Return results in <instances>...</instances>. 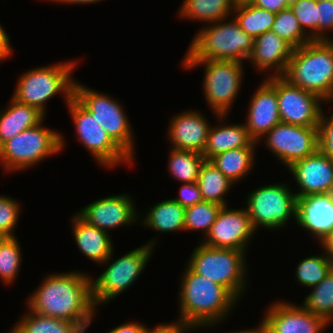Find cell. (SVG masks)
<instances>
[{"mask_svg": "<svg viewBox=\"0 0 333 333\" xmlns=\"http://www.w3.org/2000/svg\"><path fill=\"white\" fill-rule=\"evenodd\" d=\"M90 276L76 270L46 275L28 295L26 306L35 313L77 323L86 331L98 310Z\"/></svg>", "mask_w": 333, "mask_h": 333, "instance_id": "obj_1", "label": "cell"}, {"mask_svg": "<svg viewBox=\"0 0 333 333\" xmlns=\"http://www.w3.org/2000/svg\"><path fill=\"white\" fill-rule=\"evenodd\" d=\"M182 274L177 298L180 310L176 321L195 330L215 327L239 303L226 287L200 276L188 266Z\"/></svg>", "mask_w": 333, "mask_h": 333, "instance_id": "obj_2", "label": "cell"}, {"mask_svg": "<svg viewBox=\"0 0 333 333\" xmlns=\"http://www.w3.org/2000/svg\"><path fill=\"white\" fill-rule=\"evenodd\" d=\"M283 77L327 105L333 97V40H311L294 48Z\"/></svg>", "mask_w": 333, "mask_h": 333, "instance_id": "obj_3", "label": "cell"}, {"mask_svg": "<svg viewBox=\"0 0 333 333\" xmlns=\"http://www.w3.org/2000/svg\"><path fill=\"white\" fill-rule=\"evenodd\" d=\"M208 23L198 30L183 60H234L241 63L252 52L254 39L235 18Z\"/></svg>", "mask_w": 333, "mask_h": 333, "instance_id": "obj_4", "label": "cell"}, {"mask_svg": "<svg viewBox=\"0 0 333 333\" xmlns=\"http://www.w3.org/2000/svg\"><path fill=\"white\" fill-rule=\"evenodd\" d=\"M77 64L76 60L63 61L22 73L12 98L21 104L37 108L46 116V103L49 99L62 93L61 97L63 96L67 105L73 98L75 79L72 74Z\"/></svg>", "mask_w": 333, "mask_h": 333, "instance_id": "obj_5", "label": "cell"}, {"mask_svg": "<svg viewBox=\"0 0 333 333\" xmlns=\"http://www.w3.org/2000/svg\"><path fill=\"white\" fill-rule=\"evenodd\" d=\"M199 243L186 265L200 276L226 287L238 300L242 298L249 283L246 278L247 252L213 248Z\"/></svg>", "mask_w": 333, "mask_h": 333, "instance_id": "obj_6", "label": "cell"}, {"mask_svg": "<svg viewBox=\"0 0 333 333\" xmlns=\"http://www.w3.org/2000/svg\"><path fill=\"white\" fill-rule=\"evenodd\" d=\"M42 124H44V120L0 146V163L3 172L11 174L14 171L30 169L64 149L66 143L63 134Z\"/></svg>", "mask_w": 333, "mask_h": 333, "instance_id": "obj_7", "label": "cell"}, {"mask_svg": "<svg viewBox=\"0 0 333 333\" xmlns=\"http://www.w3.org/2000/svg\"><path fill=\"white\" fill-rule=\"evenodd\" d=\"M156 242H158L157 237H154L149 242L115 260L113 259V251L101 263L106 265V269L97 278L91 276L92 299L96 308H99L98 306L101 304L111 302L112 299H115L135 283L147 267L151 254L154 253ZM111 260L114 261L110 262Z\"/></svg>", "mask_w": 333, "mask_h": 333, "instance_id": "obj_8", "label": "cell"}, {"mask_svg": "<svg viewBox=\"0 0 333 333\" xmlns=\"http://www.w3.org/2000/svg\"><path fill=\"white\" fill-rule=\"evenodd\" d=\"M182 68L204 66L203 90L206 104L219 121H227L239 94L244 74L243 63L234 60H183Z\"/></svg>", "mask_w": 333, "mask_h": 333, "instance_id": "obj_9", "label": "cell"}, {"mask_svg": "<svg viewBox=\"0 0 333 333\" xmlns=\"http://www.w3.org/2000/svg\"><path fill=\"white\" fill-rule=\"evenodd\" d=\"M73 97L86 108L113 141L134 161L135 141L130 120L119 100L75 80Z\"/></svg>", "mask_w": 333, "mask_h": 333, "instance_id": "obj_10", "label": "cell"}, {"mask_svg": "<svg viewBox=\"0 0 333 333\" xmlns=\"http://www.w3.org/2000/svg\"><path fill=\"white\" fill-rule=\"evenodd\" d=\"M246 196L244 204L256 232L259 227L283 229L291 218L296 219L297 197L286 182L260 186Z\"/></svg>", "mask_w": 333, "mask_h": 333, "instance_id": "obj_11", "label": "cell"}, {"mask_svg": "<svg viewBox=\"0 0 333 333\" xmlns=\"http://www.w3.org/2000/svg\"><path fill=\"white\" fill-rule=\"evenodd\" d=\"M78 141L101 167L111 169L119 164L133 165V160L113 141L92 114L74 97L67 104Z\"/></svg>", "mask_w": 333, "mask_h": 333, "instance_id": "obj_12", "label": "cell"}, {"mask_svg": "<svg viewBox=\"0 0 333 333\" xmlns=\"http://www.w3.org/2000/svg\"><path fill=\"white\" fill-rule=\"evenodd\" d=\"M266 80L276 89L281 122L303 127H318L322 105L318 95L291 84L283 76H269Z\"/></svg>", "mask_w": 333, "mask_h": 333, "instance_id": "obj_13", "label": "cell"}, {"mask_svg": "<svg viewBox=\"0 0 333 333\" xmlns=\"http://www.w3.org/2000/svg\"><path fill=\"white\" fill-rule=\"evenodd\" d=\"M267 149L289 168L318 150V127H303L280 122L264 137Z\"/></svg>", "mask_w": 333, "mask_h": 333, "instance_id": "obj_14", "label": "cell"}, {"mask_svg": "<svg viewBox=\"0 0 333 333\" xmlns=\"http://www.w3.org/2000/svg\"><path fill=\"white\" fill-rule=\"evenodd\" d=\"M255 229L246 208L229 209L222 206L209 233L201 242L209 247L246 252Z\"/></svg>", "mask_w": 333, "mask_h": 333, "instance_id": "obj_15", "label": "cell"}, {"mask_svg": "<svg viewBox=\"0 0 333 333\" xmlns=\"http://www.w3.org/2000/svg\"><path fill=\"white\" fill-rule=\"evenodd\" d=\"M132 198L124 193L102 197L89 203L76 214L87 224L110 232L114 228L118 229L124 225L126 227L139 222V212Z\"/></svg>", "mask_w": 333, "mask_h": 333, "instance_id": "obj_16", "label": "cell"}, {"mask_svg": "<svg viewBox=\"0 0 333 333\" xmlns=\"http://www.w3.org/2000/svg\"><path fill=\"white\" fill-rule=\"evenodd\" d=\"M261 320L271 333H323L329 324L296 303L279 300L268 306Z\"/></svg>", "mask_w": 333, "mask_h": 333, "instance_id": "obj_17", "label": "cell"}, {"mask_svg": "<svg viewBox=\"0 0 333 333\" xmlns=\"http://www.w3.org/2000/svg\"><path fill=\"white\" fill-rule=\"evenodd\" d=\"M288 170L299 190L297 198L311 194L329 193L333 187V161L319 149L304 159L294 162Z\"/></svg>", "mask_w": 333, "mask_h": 333, "instance_id": "obj_18", "label": "cell"}, {"mask_svg": "<svg viewBox=\"0 0 333 333\" xmlns=\"http://www.w3.org/2000/svg\"><path fill=\"white\" fill-rule=\"evenodd\" d=\"M245 127L249 136L260 143L276 124L281 122L276 89L265 79L251 96Z\"/></svg>", "mask_w": 333, "mask_h": 333, "instance_id": "obj_19", "label": "cell"}, {"mask_svg": "<svg viewBox=\"0 0 333 333\" xmlns=\"http://www.w3.org/2000/svg\"><path fill=\"white\" fill-rule=\"evenodd\" d=\"M295 221L298 227L308 231L320 243L333 232V199L330 194H311L297 198Z\"/></svg>", "mask_w": 333, "mask_h": 333, "instance_id": "obj_20", "label": "cell"}, {"mask_svg": "<svg viewBox=\"0 0 333 333\" xmlns=\"http://www.w3.org/2000/svg\"><path fill=\"white\" fill-rule=\"evenodd\" d=\"M169 121L167 139L171 148L203 154L211 127L204 114L198 110L181 111Z\"/></svg>", "mask_w": 333, "mask_h": 333, "instance_id": "obj_21", "label": "cell"}, {"mask_svg": "<svg viewBox=\"0 0 333 333\" xmlns=\"http://www.w3.org/2000/svg\"><path fill=\"white\" fill-rule=\"evenodd\" d=\"M293 49L276 33L268 31L254 39L253 49L247 60L259 72H273L268 77L283 76L286 73Z\"/></svg>", "mask_w": 333, "mask_h": 333, "instance_id": "obj_22", "label": "cell"}, {"mask_svg": "<svg viewBox=\"0 0 333 333\" xmlns=\"http://www.w3.org/2000/svg\"><path fill=\"white\" fill-rule=\"evenodd\" d=\"M70 220L74 240L81 253L94 263H103L114 251L111 234L87 224L76 213Z\"/></svg>", "mask_w": 333, "mask_h": 333, "instance_id": "obj_23", "label": "cell"}, {"mask_svg": "<svg viewBox=\"0 0 333 333\" xmlns=\"http://www.w3.org/2000/svg\"><path fill=\"white\" fill-rule=\"evenodd\" d=\"M220 123L210 127L202 154L206 160L231 149L255 148L258 144L249 136L244 123Z\"/></svg>", "mask_w": 333, "mask_h": 333, "instance_id": "obj_24", "label": "cell"}, {"mask_svg": "<svg viewBox=\"0 0 333 333\" xmlns=\"http://www.w3.org/2000/svg\"><path fill=\"white\" fill-rule=\"evenodd\" d=\"M45 118L37 108L21 104L11 97L8 107L0 110V146L22 131L37 126Z\"/></svg>", "mask_w": 333, "mask_h": 333, "instance_id": "obj_25", "label": "cell"}, {"mask_svg": "<svg viewBox=\"0 0 333 333\" xmlns=\"http://www.w3.org/2000/svg\"><path fill=\"white\" fill-rule=\"evenodd\" d=\"M144 218H141L144 227L160 233L185 231V209L173 198L166 199L148 208Z\"/></svg>", "mask_w": 333, "mask_h": 333, "instance_id": "obj_26", "label": "cell"}, {"mask_svg": "<svg viewBox=\"0 0 333 333\" xmlns=\"http://www.w3.org/2000/svg\"><path fill=\"white\" fill-rule=\"evenodd\" d=\"M234 6V0H183L177 15L208 24L232 17Z\"/></svg>", "mask_w": 333, "mask_h": 333, "instance_id": "obj_27", "label": "cell"}, {"mask_svg": "<svg viewBox=\"0 0 333 333\" xmlns=\"http://www.w3.org/2000/svg\"><path fill=\"white\" fill-rule=\"evenodd\" d=\"M7 333H85L72 321L45 316L27 310Z\"/></svg>", "mask_w": 333, "mask_h": 333, "instance_id": "obj_28", "label": "cell"}, {"mask_svg": "<svg viewBox=\"0 0 333 333\" xmlns=\"http://www.w3.org/2000/svg\"><path fill=\"white\" fill-rule=\"evenodd\" d=\"M256 148L231 149L212 157L209 161L214 164L233 184L248 176L255 164Z\"/></svg>", "mask_w": 333, "mask_h": 333, "instance_id": "obj_29", "label": "cell"}, {"mask_svg": "<svg viewBox=\"0 0 333 333\" xmlns=\"http://www.w3.org/2000/svg\"><path fill=\"white\" fill-rule=\"evenodd\" d=\"M199 186L203 201L227 206L225 196L230 192L233 184L209 160H205L196 182Z\"/></svg>", "mask_w": 333, "mask_h": 333, "instance_id": "obj_30", "label": "cell"}, {"mask_svg": "<svg viewBox=\"0 0 333 333\" xmlns=\"http://www.w3.org/2000/svg\"><path fill=\"white\" fill-rule=\"evenodd\" d=\"M232 17L247 35L255 39L263 33L271 31L276 13L248 3L235 5Z\"/></svg>", "mask_w": 333, "mask_h": 333, "instance_id": "obj_31", "label": "cell"}, {"mask_svg": "<svg viewBox=\"0 0 333 333\" xmlns=\"http://www.w3.org/2000/svg\"><path fill=\"white\" fill-rule=\"evenodd\" d=\"M168 172L181 183L197 182L200 169L206 160L201 153L171 148L168 157Z\"/></svg>", "mask_w": 333, "mask_h": 333, "instance_id": "obj_32", "label": "cell"}, {"mask_svg": "<svg viewBox=\"0 0 333 333\" xmlns=\"http://www.w3.org/2000/svg\"><path fill=\"white\" fill-rule=\"evenodd\" d=\"M311 289L301 306L331 324L333 322V269Z\"/></svg>", "mask_w": 333, "mask_h": 333, "instance_id": "obj_33", "label": "cell"}, {"mask_svg": "<svg viewBox=\"0 0 333 333\" xmlns=\"http://www.w3.org/2000/svg\"><path fill=\"white\" fill-rule=\"evenodd\" d=\"M295 279L300 285L314 287L319 284L333 269V264L323 252L305 257L296 266Z\"/></svg>", "mask_w": 333, "mask_h": 333, "instance_id": "obj_34", "label": "cell"}, {"mask_svg": "<svg viewBox=\"0 0 333 333\" xmlns=\"http://www.w3.org/2000/svg\"><path fill=\"white\" fill-rule=\"evenodd\" d=\"M221 207L219 204L207 201L187 207L184 217L185 231L202 230V235L205 238L216 220Z\"/></svg>", "mask_w": 333, "mask_h": 333, "instance_id": "obj_35", "label": "cell"}, {"mask_svg": "<svg viewBox=\"0 0 333 333\" xmlns=\"http://www.w3.org/2000/svg\"><path fill=\"white\" fill-rule=\"evenodd\" d=\"M271 31L288 42L293 48L301 47L311 41L301 29L290 7L276 14Z\"/></svg>", "mask_w": 333, "mask_h": 333, "instance_id": "obj_36", "label": "cell"}, {"mask_svg": "<svg viewBox=\"0 0 333 333\" xmlns=\"http://www.w3.org/2000/svg\"><path fill=\"white\" fill-rule=\"evenodd\" d=\"M21 249L16 236L7 238L0 246V278L6 285L12 284L19 274Z\"/></svg>", "mask_w": 333, "mask_h": 333, "instance_id": "obj_37", "label": "cell"}, {"mask_svg": "<svg viewBox=\"0 0 333 333\" xmlns=\"http://www.w3.org/2000/svg\"><path fill=\"white\" fill-rule=\"evenodd\" d=\"M303 32L311 40H318V9L316 0H299L290 6ZM309 30V31H307Z\"/></svg>", "mask_w": 333, "mask_h": 333, "instance_id": "obj_38", "label": "cell"}, {"mask_svg": "<svg viewBox=\"0 0 333 333\" xmlns=\"http://www.w3.org/2000/svg\"><path fill=\"white\" fill-rule=\"evenodd\" d=\"M12 197L0 195V230L9 237H15V227L19 221L21 207Z\"/></svg>", "mask_w": 333, "mask_h": 333, "instance_id": "obj_39", "label": "cell"}, {"mask_svg": "<svg viewBox=\"0 0 333 333\" xmlns=\"http://www.w3.org/2000/svg\"><path fill=\"white\" fill-rule=\"evenodd\" d=\"M318 149L333 161V113L326 116L322 110L318 124Z\"/></svg>", "mask_w": 333, "mask_h": 333, "instance_id": "obj_40", "label": "cell"}, {"mask_svg": "<svg viewBox=\"0 0 333 333\" xmlns=\"http://www.w3.org/2000/svg\"><path fill=\"white\" fill-rule=\"evenodd\" d=\"M317 9L318 40H333V37L329 35L330 31L333 32V1L317 2Z\"/></svg>", "mask_w": 333, "mask_h": 333, "instance_id": "obj_41", "label": "cell"}, {"mask_svg": "<svg viewBox=\"0 0 333 333\" xmlns=\"http://www.w3.org/2000/svg\"><path fill=\"white\" fill-rule=\"evenodd\" d=\"M178 198H173L182 207L187 208L203 201L199 186L194 183H182Z\"/></svg>", "mask_w": 333, "mask_h": 333, "instance_id": "obj_42", "label": "cell"}, {"mask_svg": "<svg viewBox=\"0 0 333 333\" xmlns=\"http://www.w3.org/2000/svg\"><path fill=\"white\" fill-rule=\"evenodd\" d=\"M192 330L194 331L195 329L176 321L156 325V327L148 329L146 333H190Z\"/></svg>", "mask_w": 333, "mask_h": 333, "instance_id": "obj_43", "label": "cell"}, {"mask_svg": "<svg viewBox=\"0 0 333 333\" xmlns=\"http://www.w3.org/2000/svg\"><path fill=\"white\" fill-rule=\"evenodd\" d=\"M148 329L144 323L130 321L114 327L107 333H146Z\"/></svg>", "mask_w": 333, "mask_h": 333, "instance_id": "obj_44", "label": "cell"}, {"mask_svg": "<svg viewBox=\"0 0 333 333\" xmlns=\"http://www.w3.org/2000/svg\"><path fill=\"white\" fill-rule=\"evenodd\" d=\"M13 51L9 35L0 23V62L8 59L13 54Z\"/></svg>", "mask_w": 333, "mask_h": 333, "instance_id": "obj_45", "label": "cell"}, {"mask_svg": "<svg viewBox=\"0 0 333 333\" xmlns=\"http://www.w3.org/2000/svg\"><path fill=\"white\" fill-rule=\"evenodd\" d=\"M252 4L276 14L288 8L284 0H255Z\"/></svg>", "mask_w": 333, "mask_h": 333, "instance_id": "obj_46", "label": "cell"}, {"mask_svg": "<svg viewBox=\"0 0 333 333\" xmlns=\"http://www.w3.org/2000/svg\"><path fill=\"white\" fill-rule=\"evenodd\" d=\"M325 255L329 258L333 264V232L326 236L319 244Z\"/></svg>", "mask_w": 333, "mask_h": 333, "instance_id": "obj_47", "label": "cell"}, {"mask_svg": "<svg viewBox=\"0 0 333 333\" xmlns=\"http://www.w3.org/2000/svg\"><path fill=\"white\" fill-rule=\"evenodd\" d=\"M230 333H271L270 330L265 326V324L261 321L259 322V325L257 327L254 328H250V329H242L241 331H231Z\"/></svg>", "mask_w": 333, "mask_h": 333, "instance_id": "obj_48", "label": "cell"}, {"mask_svg": "<svg viewBox=\"0 0 333 333\" xmlns=\"http://www.w3.org/2000/svg\"><path fill=\"white\" fill-rule=\"evenodd\" d=\"M46 1V0H44ZM49 2H56V3H63V4H91V3H98L101 2L103 0H47Z\"/></svg>", "mask_w": 333, "mask_h": 333, "instance_id": "obj_49", "label": "cell"}, {"mask_svg": "<svg viewBox=\"0 0 333 333\" xmlns=\"http://www.w3.org/2000/svg\"><path fill=\"white\" fill-rule=\"evenodd\" d=\"M255 0H234L235 5L253 3Z\"/></svg>", "mask_w": 333, "mask_h": 333, "instance_id": "obj_50", "label": "cell"}, {"mask_svg": "<svg viewBox=\"0 0 333 333\" xmlns=\"http://www.w3.org/2000/svg\"><path fill=\"white\" fill-rule=\"evenodd\" d=\"M7 238H9V236L0 230V246Z\"/></svg>", "mask_w": 333, "mask_h": 333, "instance_id": "obj_51", "label": "cell"}, {"mask_svg": "<svg viewBox=\"0 0 333 333\" xmlns=\"http://www.w3.org/2000/svg\"><path fill=\"white\" fill-rule=\"evenodd\" d=\"M286 5L288 7H290L291 5L295 4L296 2H298L299 0H284Z\"/></svg>", "mask_w": 333, "mask_h": 333, "instance_id": "obj_52", "label": "cell"}, {"mask_svg": "<svg viewBox=\"0 0 333 333\" xmlns=\"http://www.w3.org/2000/svg\"><path fill=\"white\" fill-rule=\"evenodd\" d=\"M329 194H330L331 198L333 199V187L330 189Z\"/></svg>", "mask_w": 333, "mask_h": 333, "instance_id": "obj_53", "label": "cell"}, {"mask_svg": "<svg viewBox=\"0 0 333 333\" xmlns=\"http://www.w3.org/2000/svg\"><path fill=\"white\" fill-rule=\"evenodd\" d=\"M317 2H320V1H333V0H316Z\"/></svg>", "mask_w": 333, "mask_h": 333, "instance_id": "obj_54", "label": "cell"}]
</instances>
